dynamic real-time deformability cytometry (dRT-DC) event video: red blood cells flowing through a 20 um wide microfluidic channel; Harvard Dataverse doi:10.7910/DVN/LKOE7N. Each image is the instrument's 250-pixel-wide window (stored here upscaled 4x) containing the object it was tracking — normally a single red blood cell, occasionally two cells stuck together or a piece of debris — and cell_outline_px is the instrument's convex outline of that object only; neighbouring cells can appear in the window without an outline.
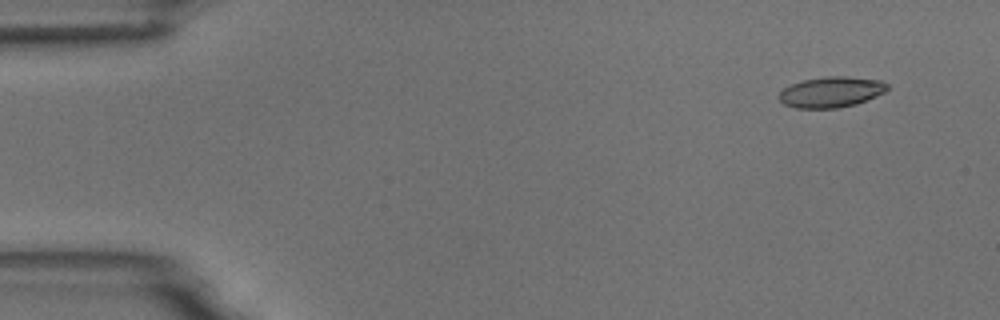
{"species": "common noctule bat (a hibernating species)", "species_latin": "Nyctalus noctula", "temperature_condition": "room temperature", "stored_images_in_passage": 7, "camera_frame_rate_fps": 3000, "um_per_image_px": 0.085, "animal": {"sex": "male", "body_mass_g": 18.8}, "frame": {"image": 1, "passage_image": 1, "time_ms": 0.0, "image_size_px": [1000, 320], "cell_outline_px": [[888, 88], [884, 92], [876, 96], [856, 104], [836, 108], [796, 108], [784, 104], [780, 100], [780, 92], [784, 88], [792, 84], [804, 80], [824, 76], [844, 76], [880, 80], [888, 84]], "centroid_in_image_um": [70.66, 7.82], "position_along_channel_um": 14.3, "area_um2": 19.19}}
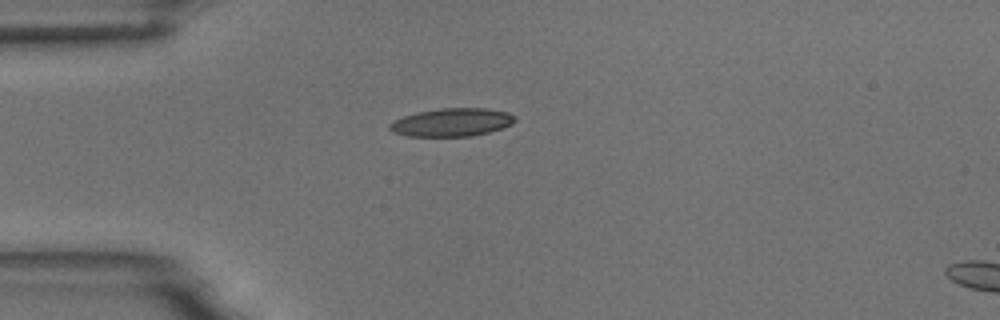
{"frame": {"image": 2, "passage_image": 3, "time_ms": 3.333, "image_size_px": [1000, 320], "cell_outline_px": [[516, 120], [512, 124], [504, 128], [472, 136], [408, 136], [392, 132], [388, 128], [388, 124], [404, 116], [420, 112], [440, 108], [484, 108], [508, 112], [516, 116]], "centroid_in_image_um": [38.44, 10.4], "position_along_channel_um": 46.6, "area_um2": 20.52}}